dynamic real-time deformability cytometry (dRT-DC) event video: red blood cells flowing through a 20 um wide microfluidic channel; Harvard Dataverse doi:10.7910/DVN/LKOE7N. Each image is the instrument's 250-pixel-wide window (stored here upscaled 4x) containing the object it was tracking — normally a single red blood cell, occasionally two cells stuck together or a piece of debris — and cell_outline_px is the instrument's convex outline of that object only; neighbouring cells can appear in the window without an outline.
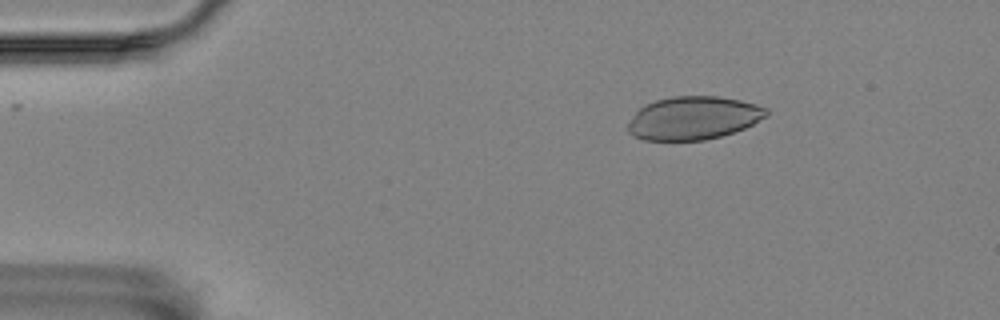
{"species": "Egyptian fruit bat (a non-hibernating species)", "species_latin": "Rousettus aegyptiacus", "temperature_condition": "room temperature", "stored_images_in_passage": 56, "camera_frame_rate_fps": 3000, "um_per_image_px": 0.085, "animal": {"sex": "female"}, "frame": {"image": 1, "passage_image": 9, "time_ms": 2.667, "image_size_px": [1000, 320], "cell_outline_px": [[768, 116], [744, 128], [720, 136], [704, 140], [644, 140], [632, 136], [628, 132], [628, 124], [636, 112], [644, 104], [656, 100], [672, 96], [716, 96], [740, 100], [756, 104], [768, 108]], "centroid_in_image_um": [58.94, 10.03], "position_along_channel_um": 26.1, "area_um2": 34.8}}